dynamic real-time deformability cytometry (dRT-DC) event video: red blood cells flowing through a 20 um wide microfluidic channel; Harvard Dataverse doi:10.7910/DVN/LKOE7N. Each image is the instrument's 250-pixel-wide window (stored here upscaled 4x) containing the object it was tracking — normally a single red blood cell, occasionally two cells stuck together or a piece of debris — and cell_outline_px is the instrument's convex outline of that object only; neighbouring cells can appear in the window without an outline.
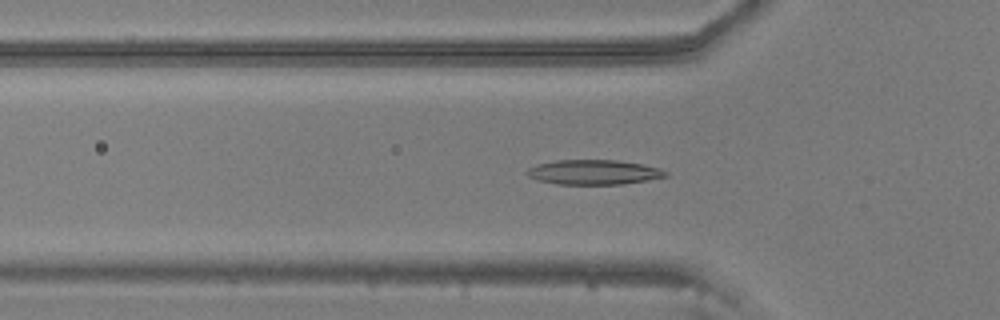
{"species": "common noctule bat (a hibernating species)", "species_latin": "Nyctalus noctula", "temperature_condition": "warm", "stored_images_in_passage": 46, "camera_frame_rate_fps": 3000, "um_per_image_px": 0.085, "animal": {"sex": "male", "body_mass_g": 20.5, "forearm_length_mm": 52.5}, "frame": {"image": 1, "passage_image": 8, "time_ms": 2.333, "image_size_px": [1000, 320], "cell_outline_px": [[668, 176], [648, 180], [624, 184], [556, 184], [540, 180], [528, 176], [524, 172], [528, 168], [536, 164], [556, 160], [616, 160], [640, 164], [660, 168], [668, 172]], "centroid_in_image_um": [50.46, 14.63], "position_along_channel_um": 75.3, "area_um2": 20.0}}
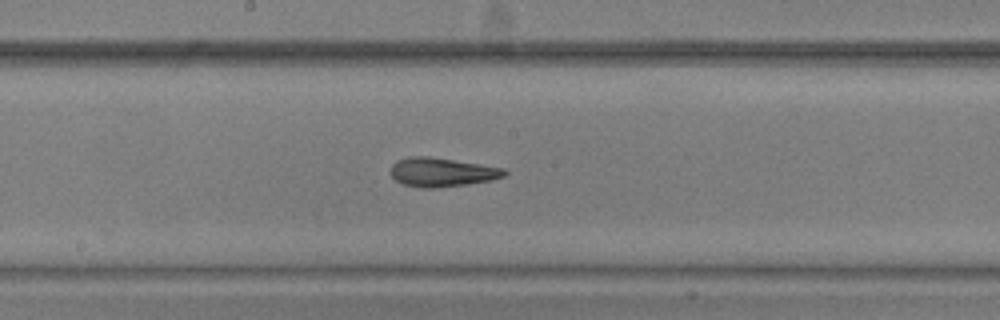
{"frame": {"image": 2, "passage_image": 19, "time_ms": 6.0, "image_size_px": [1000, 320], "cell_outline_px": [[508, 172], [504, 176], [492, 180], [436, 188], [420, 188], [404, 184], [396, 180], [392, 176], [392, 164], [396, 160], [408, 156], [428, 156], [480, 164], [504, 168]], "centroid_in_image_um": [37.55, 14.63], "position_along_channel_um": 210.6, "area_um2": 19.07}}
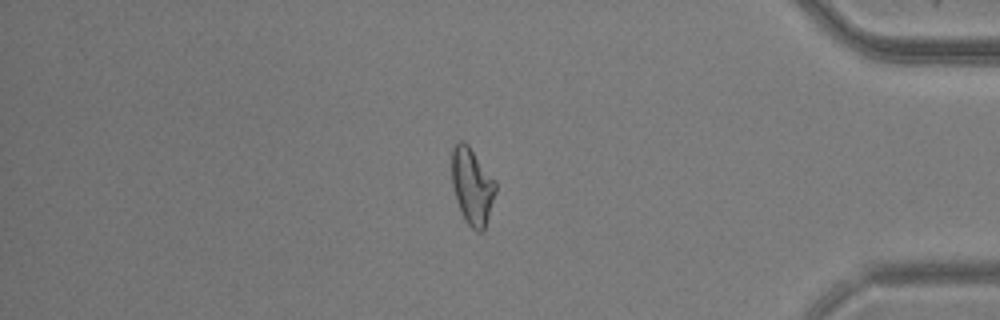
{"frame": {"image": 3, "passage_image": 37, "time_ms": 12.0, "image_size_px": [1000, 320], "cell_outline_px": [[496, 192], [484, 232], [476, 232], [464, 220], [456, 200], [452, 184], [452, 148], [456, 140], [464, 140], [468, 144], [496, 180]], "centroid_in_image_um": [40.14, 15.81], "position_along_channel_um": 395.1, "area_um2": 19.94}}